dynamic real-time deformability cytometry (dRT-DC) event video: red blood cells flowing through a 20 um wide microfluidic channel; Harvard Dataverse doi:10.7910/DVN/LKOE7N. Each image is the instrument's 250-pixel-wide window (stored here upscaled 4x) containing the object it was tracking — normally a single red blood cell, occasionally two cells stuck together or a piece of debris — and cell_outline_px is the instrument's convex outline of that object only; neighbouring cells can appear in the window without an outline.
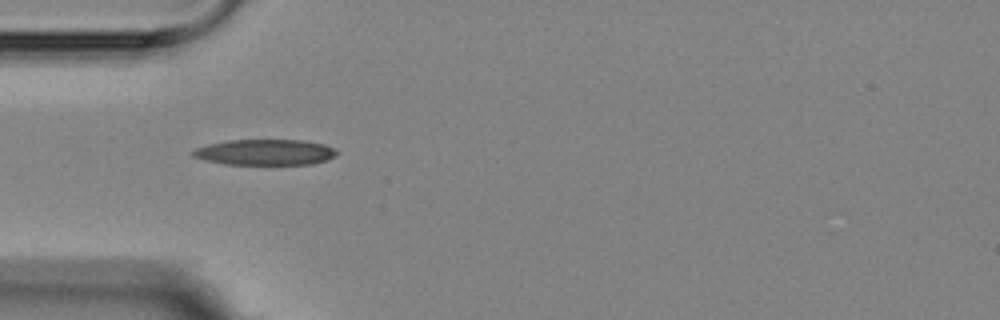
{"species": "Egyptian fruit bat (a non-hibernating species)", "species_latin": "Rousettus aegyptiacus", "temperature_condition": "room temperature", "stored_images_in_passage": 2, "camera_frame_rate_fps": 3000, "um_per_image_px": 0.085, "animal": {"sex": "female"}, "frame": {"image": 1, "passage_image": 1, "time_ms": 0.0, "image_size_px": [1000, 320], "cell_outline_px": [[340, 152], [336, 156], [312, 164], [224, 164], [204, 160], [192, 156], [192, 152], [196, 148], [208, 144], [228, 140], [304, 140], [324, 144], [336, 148]], "centroid_in_image_um": [22.56, 12.93], "position_along_channel_um": 62.4, "area_um2": 21.68}}
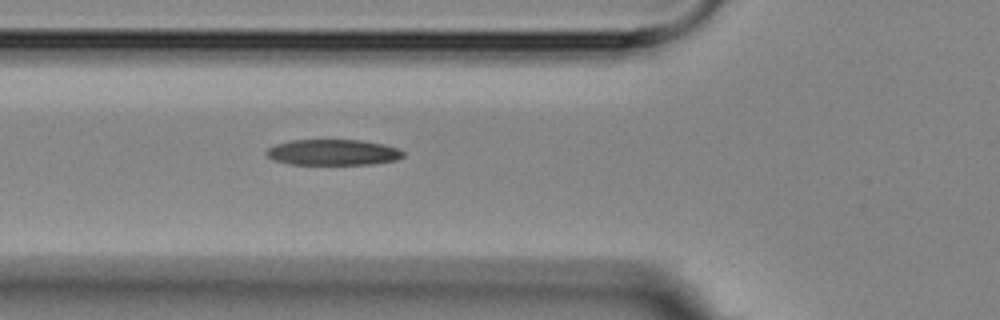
{"frame": {"image": 2, "passage_image": 2, "time_ms": 1.0, "image_size_px": [1000, 320], "cell_outline_px": [[404, 156], [396, 160], [372, 164], [292, 164], [272, 160], [264, 152], [268, 148], [276, 144], [292, 140], [360, 140], [384, 144], [400, 148], [404, 152]], "centroid_in_image_um": [28.32, 12.94], "position_along_channel_um": 97.5, "area_um2": 20.63}}